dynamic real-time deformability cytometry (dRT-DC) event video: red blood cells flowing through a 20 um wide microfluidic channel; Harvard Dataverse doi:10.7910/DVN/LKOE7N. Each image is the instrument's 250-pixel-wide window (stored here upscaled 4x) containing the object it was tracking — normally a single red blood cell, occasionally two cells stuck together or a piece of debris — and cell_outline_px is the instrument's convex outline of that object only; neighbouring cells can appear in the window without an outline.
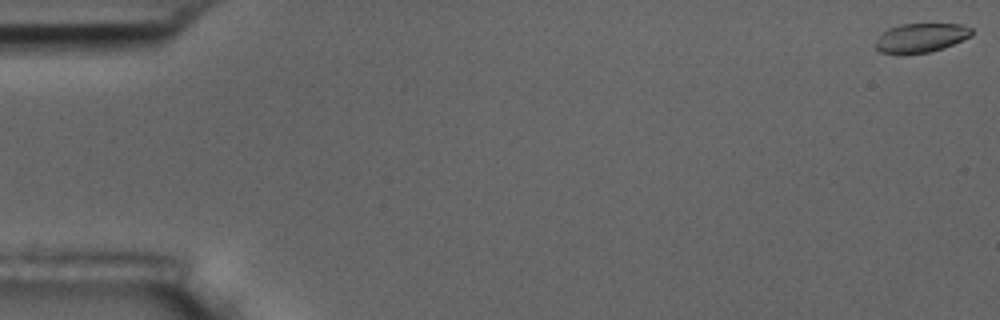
{"species": "common noctule bat (a hibernating species)", "species_latin": "Nyctalus noctula", "temperature_condition": "room temperature", "stored_images_in_passage": 6, "camera_frame_rate_fps": 3000, "um_per_image_px": 0.085, "animal": {"sex": "male", "body_mass_g": 17.5, "forearm_length_mm": 52.3}, "frame": {"image": 1, "passage_image": 1, "time_ms": 0.0, "image_size_px": [1000, 320], "cell_outline_px": [[972, 36], [944, 48], [928, 52], [880, 52], [876, 48], [876, 40], [888, 28], [900, 24], [960, 24], [972, 28]], "centroid_in_image_um": [78.33, 3.18], "position_along_channel_um": 6.7, "area_um2": 15.9}}
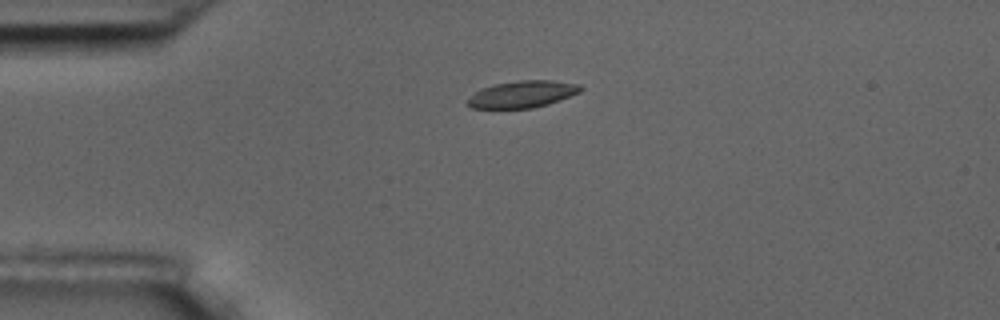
{"frame": {"image": 2, "passage_image": 4, "time_ms": 4.333, "image_size_px": [1000, 320], "cell_outline_px": [[584, 88], [580, 92], [560, 100], [548, 104], [532, 108], [472, 108], [468, 104], [468, 100], [480, 88], [492, 84], [520, 80], [552, 80], [580, 84]], "centroid_in_image_um": [44.44, 7.99], "position_along_channel_um": 40.6, "area_um2": 17.69}}